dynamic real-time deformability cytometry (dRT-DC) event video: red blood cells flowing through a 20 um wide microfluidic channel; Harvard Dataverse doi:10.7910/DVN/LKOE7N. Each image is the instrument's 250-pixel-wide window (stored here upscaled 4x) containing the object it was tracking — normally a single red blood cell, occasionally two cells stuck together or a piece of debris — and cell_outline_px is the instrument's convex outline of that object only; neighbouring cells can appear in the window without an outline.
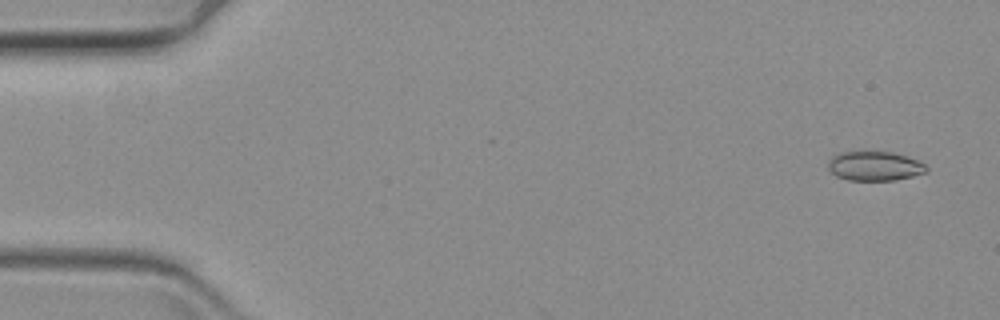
{"species": "common noctule bat (a hibernating species)", "species_latin": "Nyctalus noctula", "temperature_condition": "warm", "stored_images_in_passage": 62, "camera_frame_rate_fps": 3000, "um_per_image_px": 0.085, "animal": {"sex": "female", "body_mass_g": 19.3, "forearm_length_mm": 54.1}, "frame": {"image": 1, "passage_image": 3, "time_ms": 0.667, "image_size_px": [1000, 320], "cell_outline_px": [[928, 168], [924, 172], [912, 176], [896, 180], [848, 180], [836, 176], [828, 168], [828, 160], [832, 156], [840, 152], [892, 152], [916, 160], [924, 164]], "centroid_in_image_um": [74.3, 14.12], "position_along_channel_um": 10.7, "area_um2": 16.59}}
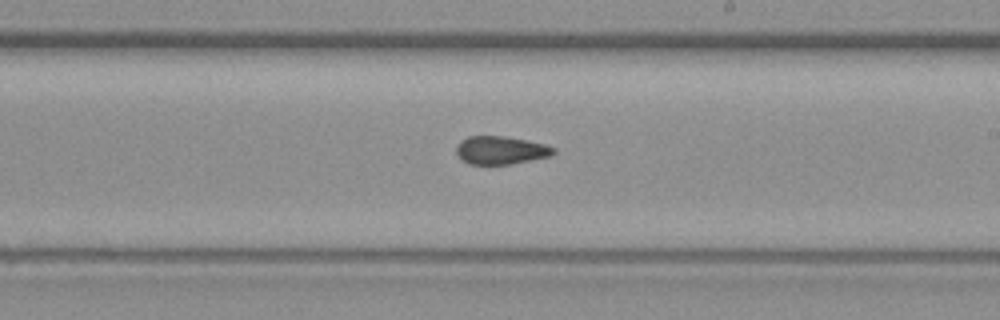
{"frame": {"image": 2, "passage_image": 36, "time_ms": 11.667, "image_size_px": [1000, 320], "cell_outline_px": [[556, 152], [552, 156], [512, 164], [468, 164], [460, 160], [456, 152], [456, 144], [460, 140], [468, 136], [504, 136], [544, 144], [556, 148]], "centroid_in_image_um": [42.54, 12.78], "position_along_channel_um": 246.5, "area_um2": 16.13}}
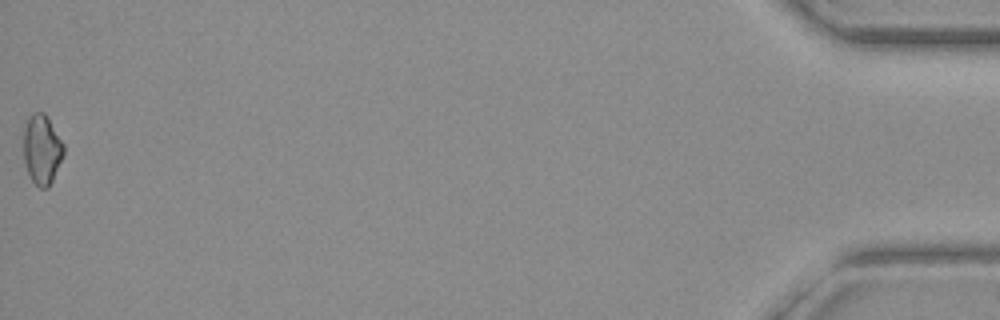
{"frame": {"image": 3, "passage_image": 62, "time_ms": 20.333, "image_size_px": [1000, 320], "cell_outline_px": [[64, 152], [52, 180], [48, 188], [40, 188], [32, 180], [24, 164], [24, 128], [28, 116], [32, 112], [44, 112], [64, 144]], "centroid_in_image_um": [3.55, 12.68], "position_along_channel_um": 431.7, "area_um2": 16.13}}